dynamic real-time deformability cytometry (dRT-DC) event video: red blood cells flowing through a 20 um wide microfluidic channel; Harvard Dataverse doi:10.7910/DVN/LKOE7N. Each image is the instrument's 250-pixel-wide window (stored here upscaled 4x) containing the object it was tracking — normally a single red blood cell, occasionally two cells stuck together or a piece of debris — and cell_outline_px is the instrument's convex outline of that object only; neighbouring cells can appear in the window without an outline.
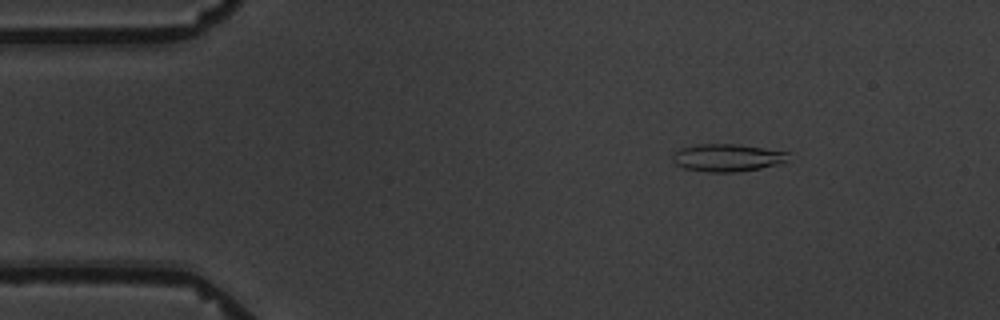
{"species": "common noctule bat (a hibernating species)", "species_latin": "Nyctalus noctula", "temperature_condition": "warm", "stored_images_in_passage": 9, "camera_frame_rate_fps": 3000, "um_per_image_px": 0.085, "animal": {"sex": "male", "body_mass_g": 19.5, "forearm_length_mm": 54.6}, "frame": {"image": 1, "passage_image": 1, "time_ms": 0.0, "image_size_px": [1000, 320], "cell_outline_px": [[788, 160], [784, 164], [736, 172], [708, 172], [684, 168], [676, 164], [672, 160], [672, 156], [680, 148], [696, 144], [736, 144], [764, 148], [788, 152]], "centroid_in_image_um": [61.84, 13.41], "position_along_channel_um": 23.2, "area_um2": 18.67}}
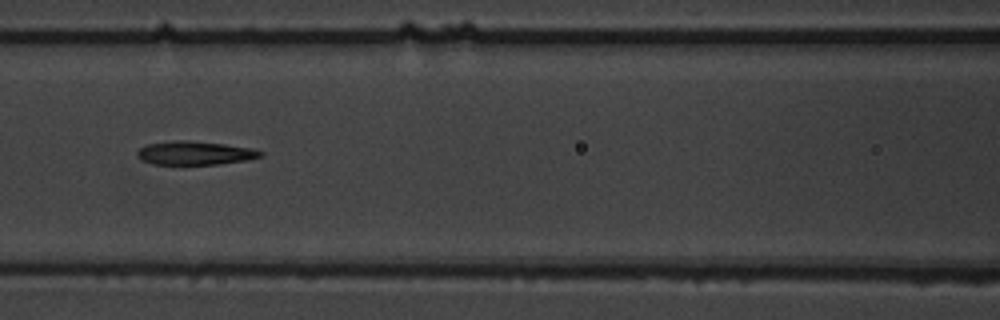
{"frame": {"image": 2, "passage_image": 6, "time_ms": 5.667, "image_size_px": [1000, 320], "cell_outline_px": [[264, 156], [244, 160], [220, 164], [152, 164], [140, 160], [136, 156], [136, 152], [144, 144], [176, 140], [188, 140], [224, 144], [252, 148], [264, 152]], "centroid_in_image_um": [16.52, 13.0], "position_along_channel_um": 150.1, "area_um2": 17.11}}
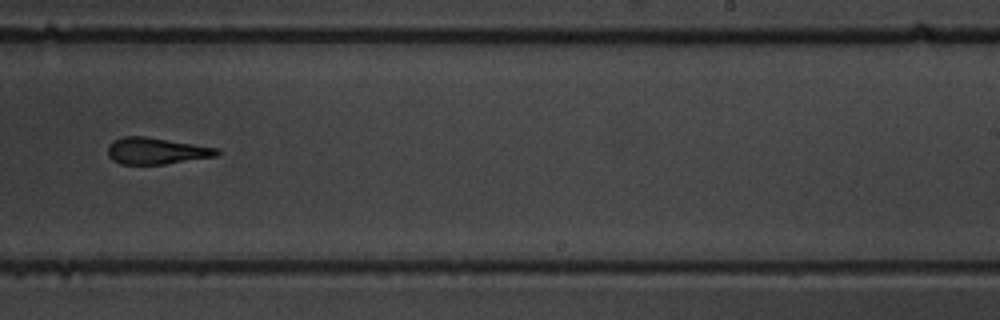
{"frame": {"image": 3, "passage_image": 9, "time_ms": 9.333, "image_size_px": [1000, 320], "cell_outline_px": [[220, 152], [216, 156], [164, 164], [120, 164], [112, 160], [108, 156], [108, 144], [124, 136], [144, 136], [216, 148]], "centroid_in_image_um": [13.23, 12.83], "position_along_channel_um": 275.8, "area_um2": 16.59}}